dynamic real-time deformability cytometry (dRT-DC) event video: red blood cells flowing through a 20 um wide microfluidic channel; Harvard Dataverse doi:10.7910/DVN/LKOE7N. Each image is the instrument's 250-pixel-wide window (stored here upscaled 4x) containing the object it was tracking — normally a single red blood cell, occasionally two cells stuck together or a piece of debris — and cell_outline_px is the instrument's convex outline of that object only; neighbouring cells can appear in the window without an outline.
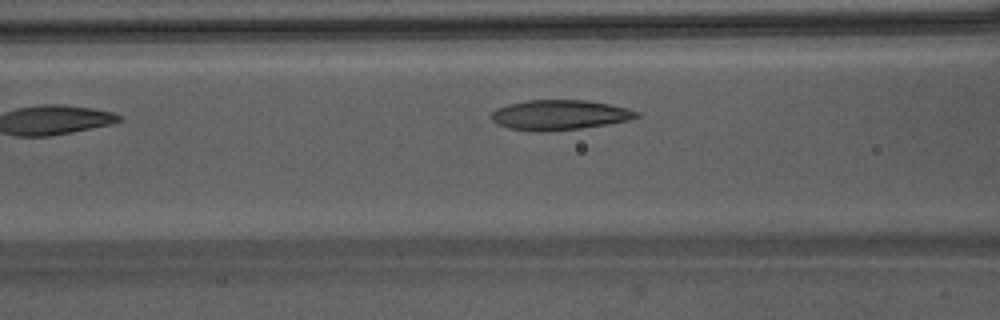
{"species": "Egyptian fruit bat (a non-hibernating species)", "species_latin": "Rousettus aegyptiacus", "temperature_condition": "warm", "stored_images_in_passage": 7, "camera_frame_rate_fps": 3000, "um_per_image_px": 0.085, "animal": {"sex": "male"}, "frame": {"image": 1, "passage_image": 5, "time_ms": 1.333, "image_size_px": [1000, 320], "cell_outline_px": [[640, 116], [628, 120], [608, 124], [580, 128], [544, 132], [532, 132], [508, 128], [496, 124], [492, 120], [492, 112], [496, 108], [508, 104], [528, 100], [584, 100], [608, 104], [640, 112]], "centroid_in_image_um": [47.51, 9.78], "position_along_channel_um": 119.1, "area_um2": 25.37}}